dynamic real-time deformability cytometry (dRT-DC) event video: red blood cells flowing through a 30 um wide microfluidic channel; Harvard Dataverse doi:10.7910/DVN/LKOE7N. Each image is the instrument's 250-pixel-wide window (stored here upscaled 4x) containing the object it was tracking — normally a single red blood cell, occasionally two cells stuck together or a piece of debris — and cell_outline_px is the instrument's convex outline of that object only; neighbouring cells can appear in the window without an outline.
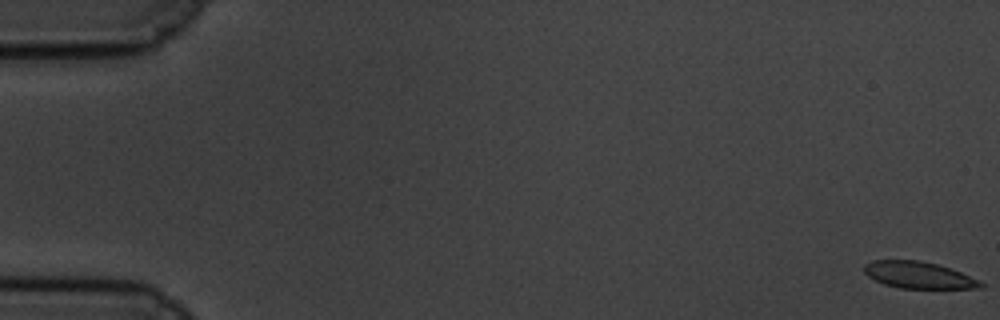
{"species": "common noctule bat (a hibernating species)", "species_latin": "Nyctalus noctula", "temperature_condition": "cold", "stored_images_in_passage": 61, "segment_of_instrument_passage": [1, 2], "camera_frame_rate_fps": 3000, "um_per_image_px": 0.085, "animal": {"sex": "male", "body_mass_g": 19.5, "forearm_length_mm": 54.6}, "frame": {"image": 1, "passage_image": 1, "time_ms": 0.0, "image_size_px": [1000, 320], "cell_outline_px": [[984, 288], [900, 288], [884, 284], [868, 276], [864, 272], [864, 264], [872, 260], [920, 260], [952, 268], [984, 284]], "centroid_in_image_um": [78.04, 23.37], "position_along_channel_um": 7.0, "area_um2": 17.98}}
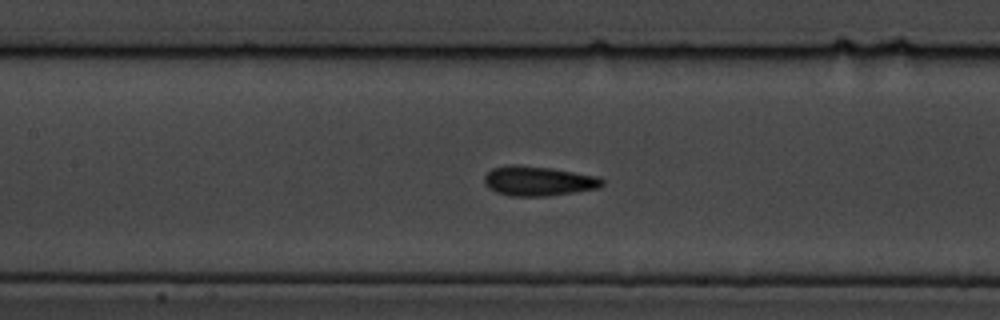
{"frame": {"image": 2, "passage_image": 28, "time_ms": 9.0, "image_size_px": [1000, 320], "cell_outline_px": [[604, 184], [600, 188], [548, 196], [512, 196], [496, 192], [488, 188], [484, 184], [484, 176], [492, 168], [512, 164], [516, 164], [552, 168], [600, 176], [604, 180]], "centroid_in_image_um": [45.78, 15.38], "position_along_channel_um": 161.6, "area_um2": 20.63}}
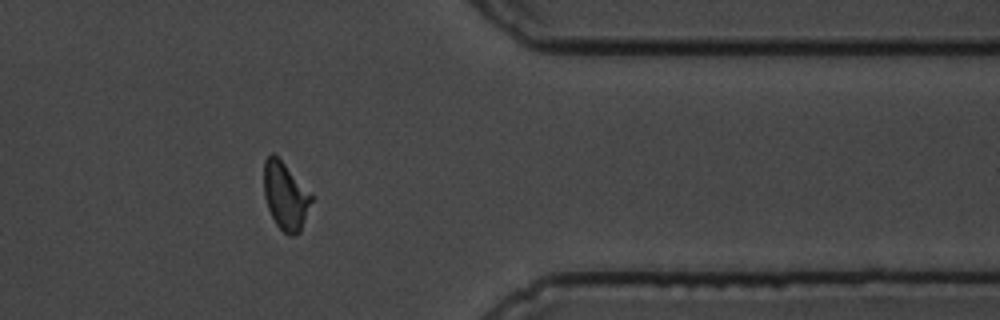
{"frame": {"image": 3, "passage_image": 49, "time_ms": 16.0, "image_size_px": [1000, 320], "cell_outline_px": [[312, 200], [300, 232], [296, 236], [288, 236], [276, 224], [268, 208], [264, 196], [264, 160], [272, 152], [284, 164], [312, 196]], "centroid_in_image_um": [24.24, 16.7], "position_along_channel_um": 387.2, "area_um2": 18.26}}